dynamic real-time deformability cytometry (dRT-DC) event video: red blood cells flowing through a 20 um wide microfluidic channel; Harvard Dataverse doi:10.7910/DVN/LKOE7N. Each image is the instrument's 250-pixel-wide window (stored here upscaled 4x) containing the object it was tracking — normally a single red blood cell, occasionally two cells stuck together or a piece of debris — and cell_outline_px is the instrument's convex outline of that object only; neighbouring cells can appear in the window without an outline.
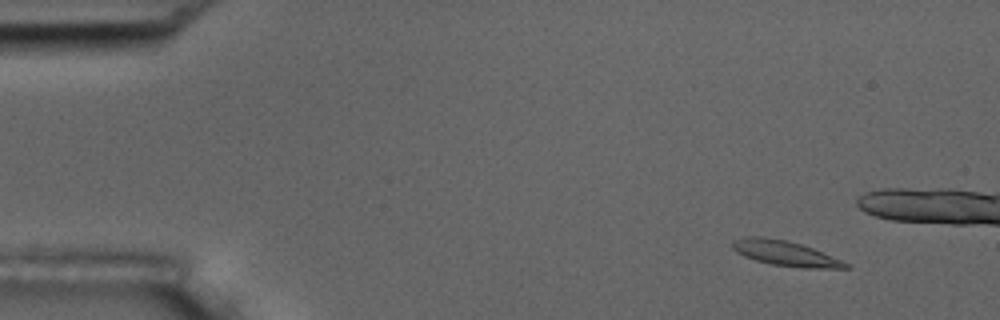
{"species": "common noctule bat (a hibernating species)", "species_latin": "Nyctalus noctula", "temperature_condition": "room temperature", "stored_images_in_passage": 5, "camera_frame_rate_fps": 3000, "um_per_image_px": 0.085, "animal": {"sex": "male", "body_mass_g": 17.5, "forearm_length_mm": 52.3}, "frame": {"image": 1, "passage_image": 1, "time_ms": 0.0, "image_size_px": [1000, 320], "cell_outline_px": [[852, 268], [800, 268], [772, 264], [756, 260], [744, 256], [736, 252], [732, 248], [732, 240], [748, 236], [764, 236], [784, 240], [800, 244], [812, 248], [852, 264]], "centroid_in_image_um": [66.76, 21.53], "position_along_channel_um": 18.2, "area_um2": 16.59}}